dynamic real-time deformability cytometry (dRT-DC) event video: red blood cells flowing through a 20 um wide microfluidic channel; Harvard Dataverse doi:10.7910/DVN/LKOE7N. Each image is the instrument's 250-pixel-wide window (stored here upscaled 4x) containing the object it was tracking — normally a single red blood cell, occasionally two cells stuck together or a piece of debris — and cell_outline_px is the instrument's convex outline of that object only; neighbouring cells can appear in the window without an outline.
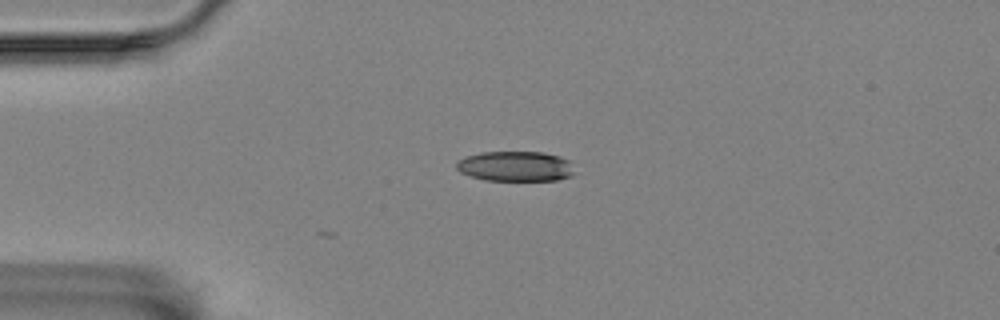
{"species": "Egyptian fruit bat (a non-hibernating species)", "species_latin": "Rousettus aegyptiacus", "temperature_condition": "room temperature", "stored_images_in_passage": 3, "camera_frame_rate_fps": 3000, "um_per_image_px": 0.085, "animal": {"sex": "female"}, "frame": {"image": 1, "passage_image": 1, "time_ms": 0.0, "image_size_px": [1000, 320], "cell_outline_px": [[572, 176], [556, 180], [484, 180], [460, 172], [456, 168], [456, 160], [480, 152], [544, 152], [560, 156], [568, 160], [572, 172]], "centroid_in_image_um": [43.78, 14.13], "position_along_channel_um": 41.2, "area_um2": 20.58}}